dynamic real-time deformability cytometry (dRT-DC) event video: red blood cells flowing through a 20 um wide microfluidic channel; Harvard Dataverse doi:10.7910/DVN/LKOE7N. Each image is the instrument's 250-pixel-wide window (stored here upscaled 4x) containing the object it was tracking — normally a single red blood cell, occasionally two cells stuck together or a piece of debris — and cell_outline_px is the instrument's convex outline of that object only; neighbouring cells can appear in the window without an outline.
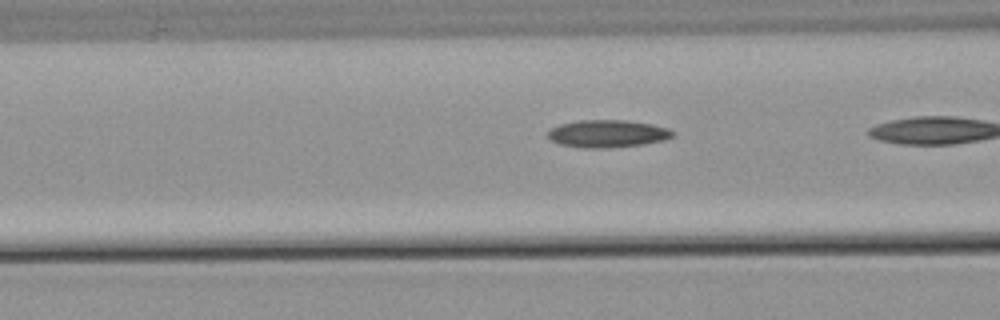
{"species": "common noctule bat (a hibernating species)", "species_latin": "Nyctalus noctula", "temperature_condition": "warm", "stored_images_in_passage": 8, "camera_frame_rate_fps": 3000, "um_per_image_px": 0.085, "animal": {"sex": "male", "body_mass_g": 21.5, "forearm_length_mm": 52.0}, "frame": {"image": 1, "passage_image": 5, "time_ms": 1.333, "image_size_px": [1000, 320], "cell_outline_px": [[676, 132], [672, 136], [664, 140], [644, 144], [604, 148], [584, 148], [560, 144], [552, 140], [548, 136], [548, 132], [552, 128], [560, 124], [576, 120], [624, 120], [652, 124], [668, 128]], "centroid_in_image_um": [51.65, 11.35], "position_along_channel_um": 114.9, "area_um2": 19.94}}